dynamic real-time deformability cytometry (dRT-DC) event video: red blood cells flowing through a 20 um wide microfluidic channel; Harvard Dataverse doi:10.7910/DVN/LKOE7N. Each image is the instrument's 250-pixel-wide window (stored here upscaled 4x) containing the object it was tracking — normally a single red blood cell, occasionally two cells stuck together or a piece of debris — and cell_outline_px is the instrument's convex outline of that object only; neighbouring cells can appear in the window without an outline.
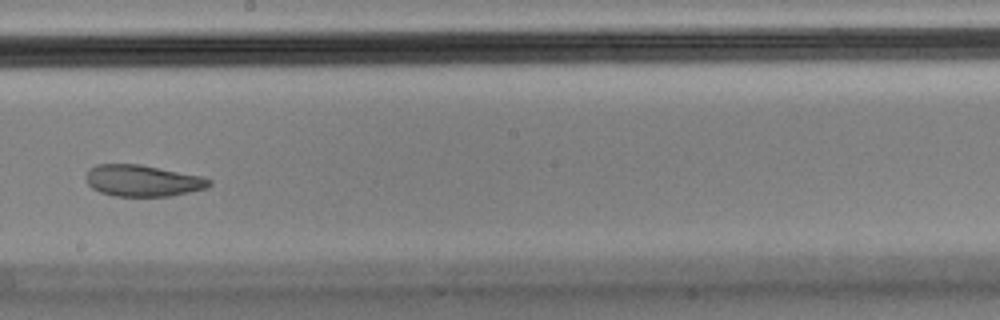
{"species": "Egyptian fruit bat (a non-hibernating species)", "species_latin": "Rousettus aegyptiacus", "temperature_condition": "cold", "stored_images_in_passage": 12, "camera_frame_rate_fps": 3000, "um_per_image_px": 0.085, "animal": {"sex": "male"}, "frame": {"image": 1, "passage_image": 6, "time_ms": 1.667, "image_size_px": [1000, 320], "cell_outline_px": [[212, 184], [208, 188], [172, 196], [112, 196], [100, 192], [92, 188], [88, 184], [84, 176], [88, 168], [96, 164], [140, 164], [200, 176], [212, 180]], "centroid_in_image_um": [12.1, 15.36], "position_along_channel_um": 236.1, "area_um2": 22.83}}